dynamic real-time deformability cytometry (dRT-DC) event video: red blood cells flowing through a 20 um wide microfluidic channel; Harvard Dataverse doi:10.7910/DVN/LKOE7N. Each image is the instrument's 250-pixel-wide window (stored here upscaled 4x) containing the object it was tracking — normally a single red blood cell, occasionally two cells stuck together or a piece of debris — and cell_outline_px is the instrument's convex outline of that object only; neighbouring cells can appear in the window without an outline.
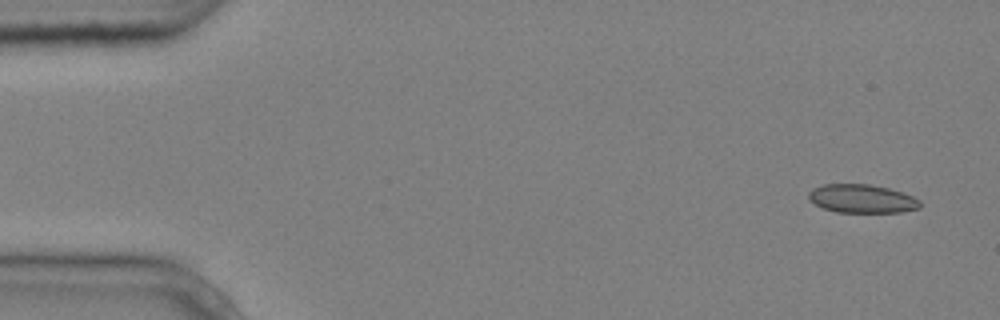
{"species": "common noctule bat (a hibernating species)", "species_latin": "Nyctalus noctula", "temperature_condition": "cold", "stored_images_in_passage": 6, "segment_of_instrument_passage": [2, 2], "camera_frame_rate_fps": 3000, "um_per_image_px": 0.085, "animal": {"sex": "male", "body_mass_g": 20.4}, "frame": {"image": 1, "passage_image": 6, "time_ms": 1.667, "image_size_px": [1000, 320], "cell_outline_px": [[920, 208], [900, 212], [836, 212], [824, 208], [808, 200], [808, 192], [812, 188], [824, 184], [868, 184], [888, 188], [912, 196], [920, 200]], "centroid_in_image_um": [73.23, 16.89], "position_along_channel_um": 11.8, "area_um2": 18.44}}